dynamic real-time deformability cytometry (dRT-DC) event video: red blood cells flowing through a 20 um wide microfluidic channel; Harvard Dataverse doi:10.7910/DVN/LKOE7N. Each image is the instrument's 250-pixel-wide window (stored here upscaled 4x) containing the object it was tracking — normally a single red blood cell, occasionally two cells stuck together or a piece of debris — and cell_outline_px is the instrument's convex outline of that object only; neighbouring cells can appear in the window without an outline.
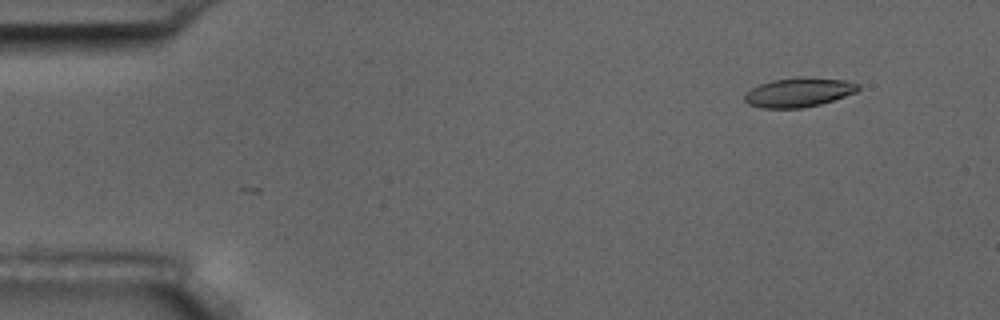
{"species": "common noctule bat (a hibernating species)", "species_latin": "Nyctalus noctula", "temperature_condition": "room temperature", "stored_images_in_passage": 52, "camera_frame_rate_fps": 3000, "um_per_image_px": 0.085, "animal": {"sex": "male", "body_mass_g": 17.5, "forearm_length_mm": 52.3}, "frame": {"image": 1, "passage_image": 1, "time_ms": 0.0, "image_size_px": [1000, 320], "cell_outline_px": [[860, 88], [856, 92], [820, 104], [804, 108], [764, 108], [748, 104], [744, 100], [744, 96], [752, 88], [760, 84], [772, 80], [796, 76], [812, 76], [844, 80], [860, 84]], "centroid_in_image_um": [67.91, 7.83], "position_along_channel_um": 17.1, "area_um2": 19.54}}
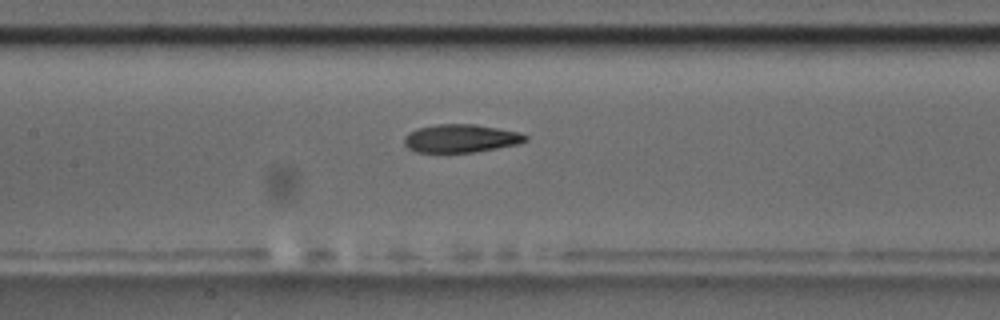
{"frame": {"image": 2, "passage_image": 22, "time_ms": 7.0, "image_size_px": [1000, 320], "cell_outline_px": [[528, 140], [516, 144], [476, 152], [416, 152], [408, 148], [404, 144], [404, 136], [408, 132], [416, 128], [436, 124], [476, 124], [520, 132], [528, 136]], "centroid_in_image_um": [39.15, 11.75], "position_along_channel_um": 168.3, "area_um2": 20.0}}
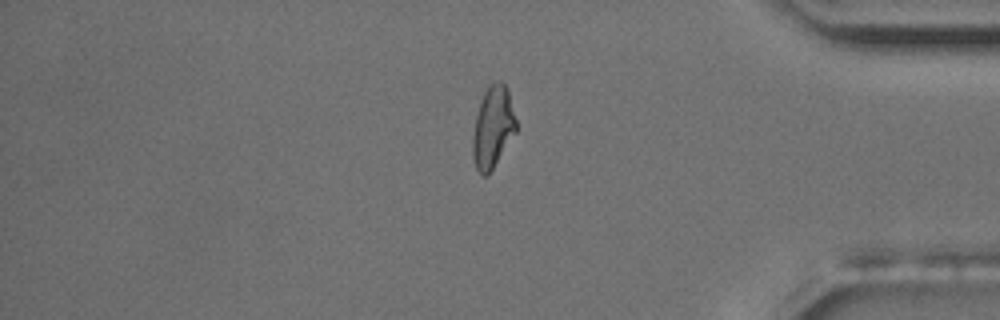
{"frame": {"image": 3, "passage_image": 43, "time_ms": 14.0, "image_size_px": [1000, 320], "cell_outline_px": [[516, 132], [492, 168], [484, 176], [476, 168], [472, 156], [472, 136], [476, 116], [480, 100], [488, 84], [496, 80], [500, 80], [508, 88], [516, 120]], "centroid_in_image_um": [41.88, 10.74], "position_along_channel_um": 393.3, "area_um2": 20.58}, "authors_computed_cell_mechanics": {"area_um2": 20.2878, "velocity_mm_per_s": 3.5801, "shape_relaxation_time_tau1_ms": 9.7693, "shape_relaxation_time_tau2_ms": 2.6176, "deformation_change_tau1": 0.2592, "deformation_change_tau2": 0.1082}}